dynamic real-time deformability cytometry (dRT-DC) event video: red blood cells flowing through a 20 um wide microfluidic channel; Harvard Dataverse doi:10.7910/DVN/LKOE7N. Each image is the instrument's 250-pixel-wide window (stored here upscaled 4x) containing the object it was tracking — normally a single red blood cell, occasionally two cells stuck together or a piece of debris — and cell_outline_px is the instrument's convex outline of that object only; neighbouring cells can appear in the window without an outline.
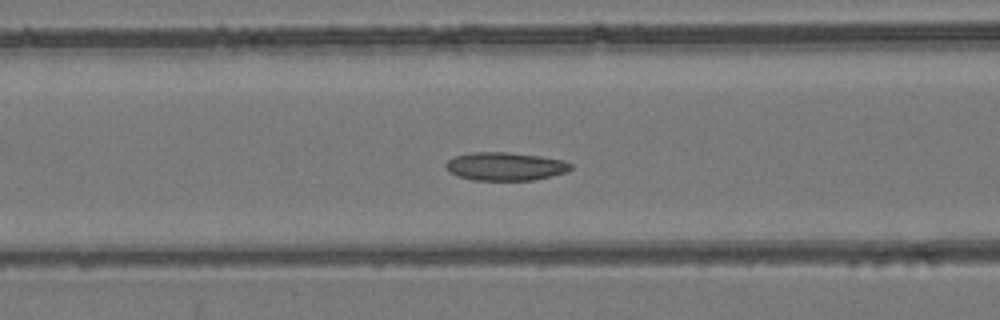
{"species": "common noctule bat (a hibernating species)", "species_latin": "Nyctalus noctula", "temperature_condition": "room temperature", "stored_images_in_passage": 42, "camera_frame_rate_fps": 3000, "um_per_image_px": 0.085, "animal": {"sex": "female", "body_mass_g": 24.6, "forearm_length_mm": 56.2}, "frame": {"image": 1, "passage_image": 14, "time_ms": 4.333, "image_size_px": [1000, 320], "cell_outline_px": [[572, 168], [568, 172], [552, 176], [532, 180], [472, 180], [448, 172], [444, 164], [452, 156], [472, 152], [508, 152], [540, 156], [564, 160], [572, 164]], "centroid_in_image_um": [42.95, 14.14], "position_along_channel_um": 123.7, "area_um2": 20.75}}
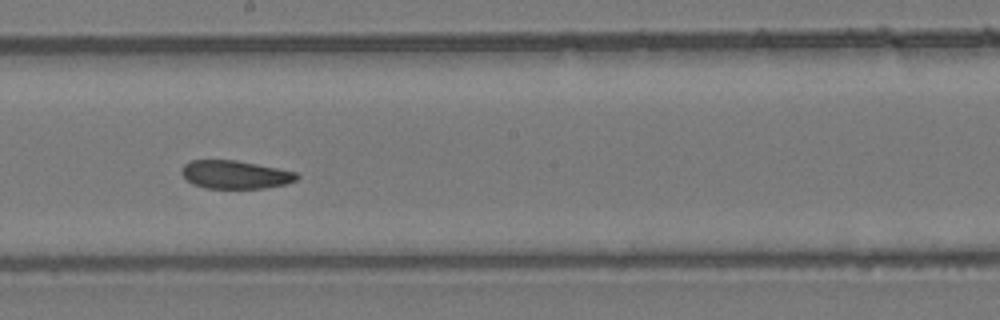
{"frame": {"image": 2, "passage_image": 22, "time_ms": 7.0, "image_size_px": [1000, 320], "cell_outline_px": [[300, 176], [296, 180], [284, 184], [264, 188], [204, 188], [192, 184], [180, 172], [180, 168], [184, 164], [192, 160], [236, 160], [296, 172]], "centroid_in_image_um": [19.95, 14.84], "position_along_channel_um": 228.2, "area_um2": 18.84}}
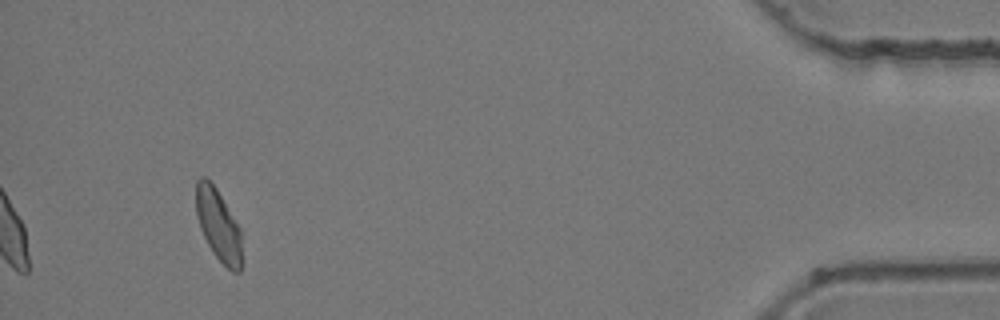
{"frame": {"image": 3, "passage_image": 42, "time_ms": 13.667, "image_size_px": [1000, 320], "cell_outline_px": [[244, 260], [240, 272], [232, 272], [212, 252], [200, 228], [196, 216], [196, 180], [200, 176], [204, 176], [216, 188], [240, 228]], "centroid_in_image_um": [18.59, 19.17], "position_along_channel_um": 416.6, "area_um2": 19.36}, "authors_computed_cell_mechanics": {"area_um2": 19.9699, "velocity_mm_per_s": 3.9174, "shape_relaxation_time_tau1_ms": null, "shape_relaxation_time_tau2_ms": 3.1634, "deformation_change_tau1": null, "deformation_change_tau2": 0.0855}}